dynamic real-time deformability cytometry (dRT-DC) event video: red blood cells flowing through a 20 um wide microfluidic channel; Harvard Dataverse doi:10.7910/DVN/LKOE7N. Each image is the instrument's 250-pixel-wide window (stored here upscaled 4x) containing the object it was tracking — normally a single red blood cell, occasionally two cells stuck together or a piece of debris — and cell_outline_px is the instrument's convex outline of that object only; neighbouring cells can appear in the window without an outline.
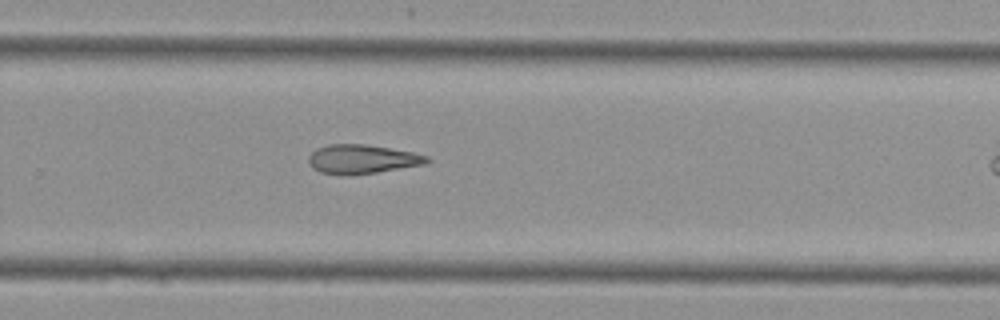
{"species": "Egyptian fruit bat (a non-hibernating species)", "species_latin": "Rousettus aegyptiacus", "temperature_condition": "cold", "stored_images_in_passage": 19, "camera_frame_rate_fps": 3000, "um_per_image_px": 0.085, "animal": {"sex": "female"}, "frame": {"image": 1, "passage_image": 14, "time_ms": 4.333, "image_size_px": [1000, 320], "cell_outline_px": [[432, 160], [424, 164], [376, 172], [348, 176], [320, 172], [312, 168], [308, 160], [308, 156], [316, 148], [328, 144], [364, 144], [412, 152], [428, 156]], "centroid_in_image_um": [30.74, 13.53], "position_along_channel_um": 299.1, "area_um2": 20.0}}
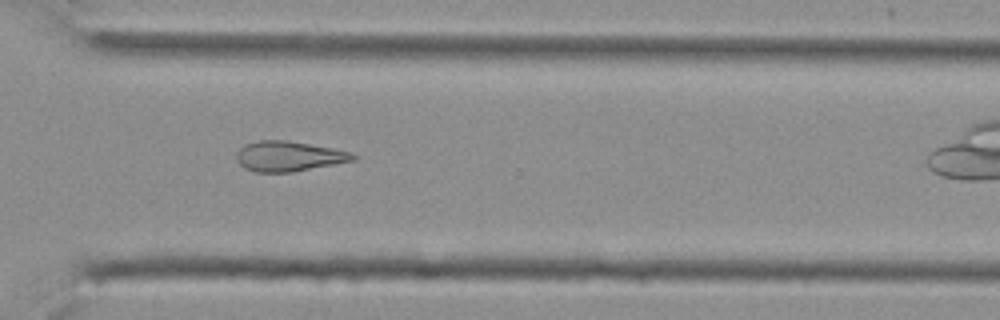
{"frame": {"image": 2, "passage_image": 16, "time_ms": 5.0, "image_size_px": [1000, 320], "cell_outline_px": [[356, 160], [292, 172], [256, 172], [244, 168], [236, 160], [236, 152], [244, 144], [260, 140], [284, 140], [332, 148], [348, 152], [356, 156]], "centroid_in_image_um": [24.49, 13.28], "position_along_channel_um": 346.1, "area_um2": 20.29}}